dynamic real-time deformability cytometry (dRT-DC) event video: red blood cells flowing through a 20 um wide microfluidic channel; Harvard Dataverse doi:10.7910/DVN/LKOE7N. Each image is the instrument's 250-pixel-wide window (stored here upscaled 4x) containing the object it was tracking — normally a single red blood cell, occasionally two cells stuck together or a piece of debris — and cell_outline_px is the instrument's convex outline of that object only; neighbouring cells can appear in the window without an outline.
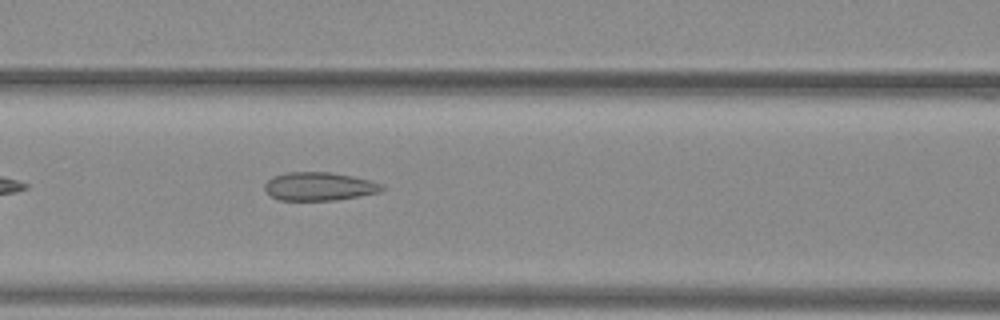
{"species": "common noctule bat (a hibernating species)", "species_latin": "Nyctalus noctula", "temperature_condition": "warm", "stored_images_in_passage": 36, "camera_frame_rate_fps": 3000, "um_per_image_px": 0.085, "animal": {"sex": "female", "body_mass_g": 29.2, "forearm_length_mm": 56.3}, "frame": {"image": 1, "passage_image": 8, "time_ms": 2.333, "image_size_px": [1000, 320], "cell_outline_px": [[384, 188], [380, 192], [336, 200], [280, 200], [272, 196], [264, 188], [264, 184], [272, 176], [284, 172], [328, 172], [352, 176], [384, 184]], "centroid_in_image_um": [27.12, 15.84], "position_along_channel_um": 139.5, "area_um2": 19.31}}
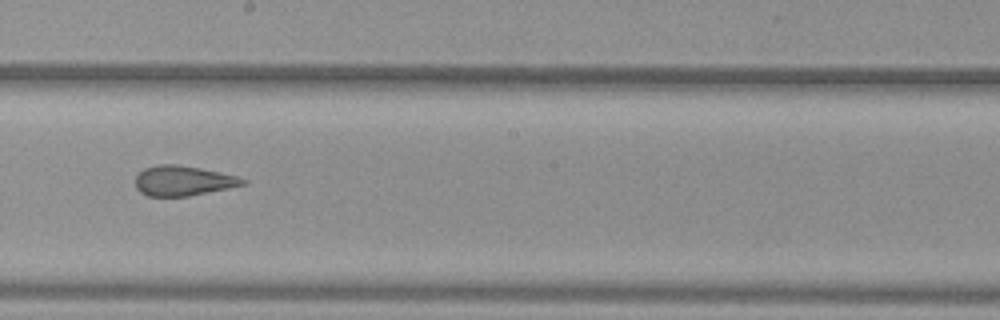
{"frame": {"image": 2, "passage_image": 15, "time_ms": 4.667, "image_size_px": [1000, 320], "cell_outline_px": [[248, 184], [188, 196], [148, 196], [140, 192], [136, 188], [136, 176], [144, 168], [156, 164], [176, 164], [200, 168], [220, 172], [236, 176], [248, 180]], "centroid_in_image_um": [15.57, 15.36], "position_along_channel_um": 232.6, "area_um2": 18.79}}
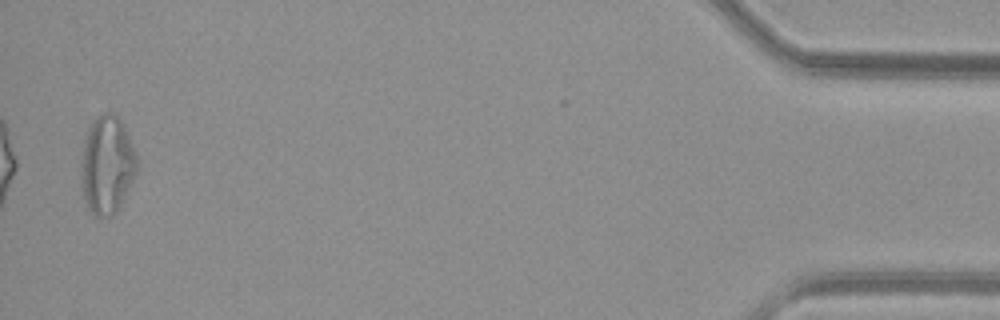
{"frame": {"image": 3, "passage_image": 36, "time_ms": 11.667, "image_size_px": [1000, 320], "cell_outline_px": [[136, 172], [120, 204], [108, 216], [96, 216], [88, 208], [84, 200], [80, 164], [84, 140], [88, 128], [92, 120], [96, 116], [104, 112], [112, 112], [120, 120], [128, 136], [136, 156]], "centroid_in_image_um": [9.05, 13.96], "position_along_channel_um": 426.1, "area_um2": 31.21}, "authors_computed_cell_mechanics": {"area_um2": 20.23, "velocity_mm_per_s": 4.0121, "shape_relaxation_time_tau1_ms": null, "shape_relaxation_time_tau2_ms": 1.6204, "deformation_change_tau1": null, "deformation_change_tau2": 0.0896}}